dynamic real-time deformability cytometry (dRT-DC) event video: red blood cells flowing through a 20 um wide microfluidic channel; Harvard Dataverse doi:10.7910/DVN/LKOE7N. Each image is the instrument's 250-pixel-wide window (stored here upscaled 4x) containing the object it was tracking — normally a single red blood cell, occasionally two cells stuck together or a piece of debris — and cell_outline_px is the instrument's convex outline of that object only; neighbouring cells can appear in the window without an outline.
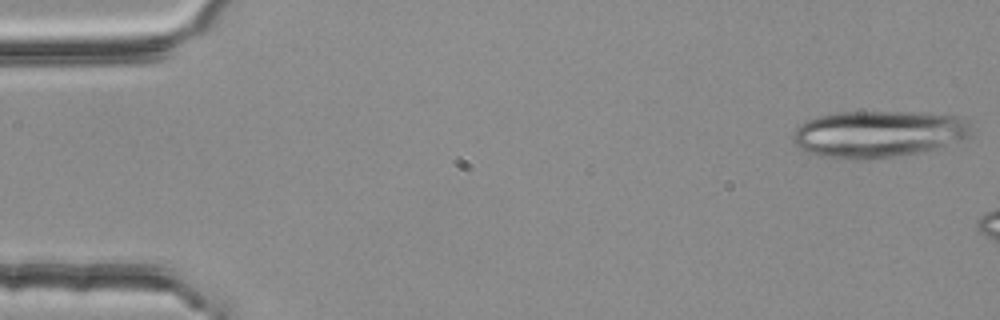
{"species": "common noctule bat (a hibernating species)", "species_latin": "Nyctalus noctula", "temperature_condition": "room temperature", "stored_images_in_passage": 4, "camera_frame_rate_fps": 3000, "um_per_image_px": 0.085, "animal": {"sex": "female", "body_mass_g": 25.1}, "frame": {"image": 1, "passage_image": 1, "time_ms": 0.0, "image_size_px": [1000, 320], "cell_outline_px": [[972, 136], [920, 152], [896, 156], [868, 160], [852, 160], [824, 156], [808, 152], [800, 148], [792, 140], [792, 132], [800, 124], [808, 120], [820, 116], [836, 112], [924, 112], [960, 116], [968, 120], [972, 128]], "centroid_in_image_um": [74.68, 11.38], "position_along_channel_um": 10.3, "area_um2": 48.9}}